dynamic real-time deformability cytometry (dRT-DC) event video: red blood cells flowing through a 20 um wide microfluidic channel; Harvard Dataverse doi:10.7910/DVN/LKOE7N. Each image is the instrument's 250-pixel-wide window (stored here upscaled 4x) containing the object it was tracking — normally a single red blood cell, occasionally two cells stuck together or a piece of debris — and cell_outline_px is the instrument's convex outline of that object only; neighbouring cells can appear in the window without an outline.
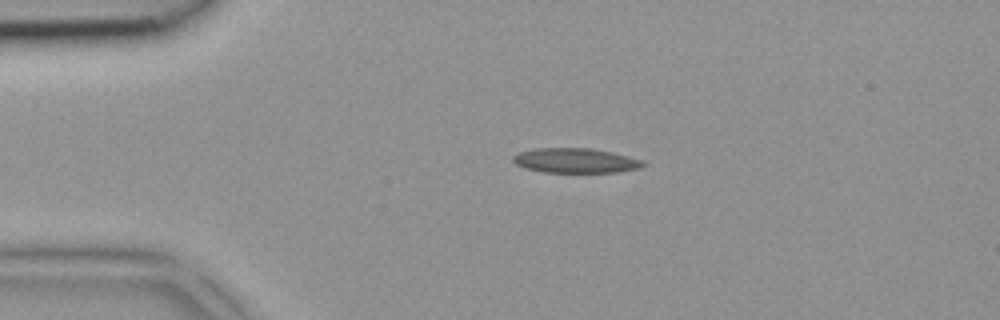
{"species": "common noctule bat (a hibernating species)", "species_latin": "Nyctalus noctula", "temperature_condition": "room temperature", "stored_images_in_passage": 1, "camera_frame_rate_fps": 3000, "um_per_image_px": 0.085, "animal": {"sex": "female", "body_mass_g": 18.4}, "frame": {"image": 1, "passage_image": 1, "time_ms": 0.0, "image_size_px": [1000, 320], "cell_outline_px": [[648, 164], [636, 168], [616, 172], [544, 172], [524, 168], [516, 164], [512, 160], [512, 156], [520, 152], [536, 148], [592, 148], [612, 152], [644, 160]], "centroid_in_image_um": [48.91, 13.64], "position_along_channel_um": 36.1, "area_um2": 18.73}}